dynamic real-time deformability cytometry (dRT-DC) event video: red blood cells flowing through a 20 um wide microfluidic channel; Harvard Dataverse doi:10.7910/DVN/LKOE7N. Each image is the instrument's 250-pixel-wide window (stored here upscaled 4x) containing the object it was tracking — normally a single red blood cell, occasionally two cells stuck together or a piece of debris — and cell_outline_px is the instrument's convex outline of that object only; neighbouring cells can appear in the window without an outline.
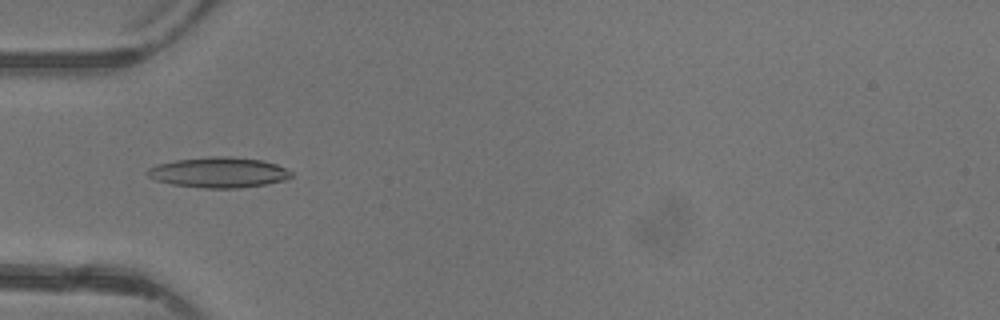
{"species": "common noctule bat (a hibernating species)", "species_latin": "Nyctalus noctula", "temperature_condition": "warm", "stored_images_in_passage": 6, "camera_frame_rate_fps": 3000, "um_per_image_px": 0.085, "animal": {"sex": "female"}, "frame": {"image": 1, "passage_image": 5, "time_ms": 5.0, "image_size_px": [1000, 320], "cell_outline_px": [[292, 176], [284, 180], [268, 184], [236, 188], [204, 188], [172, 184], [156, 180], [148, 176], [144, 172], [148, 168], [156, 164], [176, 160], [208, 156], [232, 156], [260, 160], [276, 164], [292, 172]], "centroid_in_image_um": [18.56, 14.65], "position_along_channel_um": 66.4, "area_um2": 25.55}}
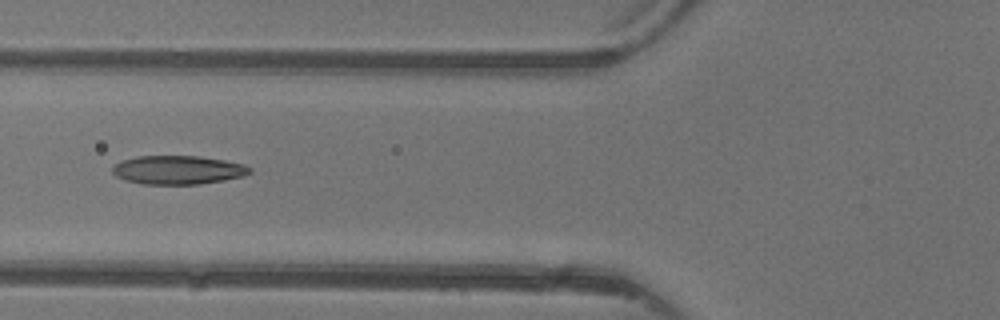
{"frame": {"image": 2, "passage_image": 6, "time_ms": 6.0, "image_size_px": [1000, 320], "cell_outline_px": [[252, 172], [244, 176], [224, 180], [200, 184], [140, 184], [124, 180], [116, 176], [112, 172], [112, 168], [120, 160], [136, 156], [200, 156], [224, 160], [244, 164], [252, 168]], "centroid_in_image_um": [15.12, 14.44], "position_along_channel_um": 110.7, "area_um2": 23.18}}